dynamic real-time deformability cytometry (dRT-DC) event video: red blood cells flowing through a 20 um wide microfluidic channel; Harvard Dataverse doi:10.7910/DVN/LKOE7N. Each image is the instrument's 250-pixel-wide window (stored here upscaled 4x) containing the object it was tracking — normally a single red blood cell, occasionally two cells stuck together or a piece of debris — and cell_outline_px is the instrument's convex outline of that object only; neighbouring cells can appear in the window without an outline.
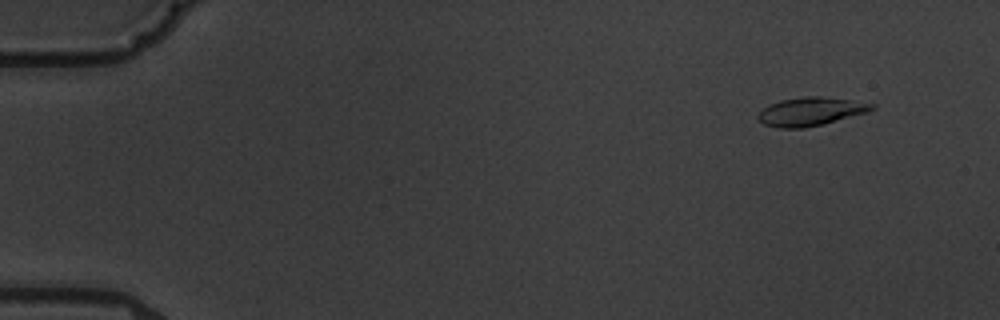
{"species": "common noctule bat (a hibernating species)", "species_latin": "Nyctalus noctula", "temperature_condition": "warm", "stored_images_in_passage": 4, "camera_frame_rate_fps": 3000, "um_per_image_px": 0.085, "animal": {"sex": "male", "body_mass_g": 19.5, "forearm_length_mm": 54.6}, "frame": {"image": 1, "passage_image": 1, "time_ms": 0.0, "image_size_px": [1000, 320], "cell_outline_px": [[876, 108], [868, 112], [824, 124], [804, 128], [780, 128], [764, 124], [756, 116], [768, 104], [780, 100], [800, 96], [820, 96], [876, 104]], "centroid_in_image_um": [68.91, 9.47], "position_along_channel_um": 16.1, "area_um2": 18.9}}